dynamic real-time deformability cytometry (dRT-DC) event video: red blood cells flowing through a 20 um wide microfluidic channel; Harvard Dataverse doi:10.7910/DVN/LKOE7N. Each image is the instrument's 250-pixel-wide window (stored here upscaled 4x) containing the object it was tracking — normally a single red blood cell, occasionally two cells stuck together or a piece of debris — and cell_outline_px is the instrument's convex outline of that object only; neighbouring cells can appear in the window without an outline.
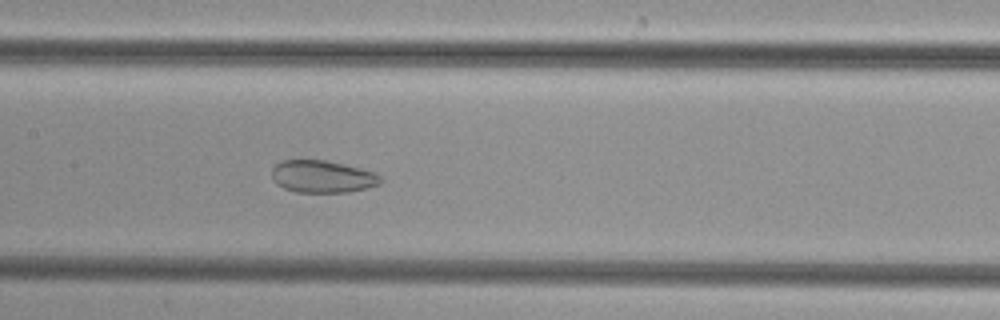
{"species": "common noctule bat (a hibernating species)", "species_latin": "Nyctalus noctula", "temperature_condition": "cold", "stored_images_in_passage": 41, "camera_frame_rate_fps": 3000, "um_per_image_px": 0.085, "animal": {"sex": "female", "body_mass_g": 29.2, "forearm_length_mm": 56.3}, "frame": {"image": 1, "passage_image": 15, "time_ms": 4.667, "image_size_px": [1000, 320], "cell_outline_px": [[384, 180], [380, 184], [348, 192], [296, 192], [284, 188], [276, 184], [272, 180], [272, 168], [276, 164], [284, 160], [324, 160], [344, 164], [376, 172]], "centroid_in_image_um": [27.41, 15.01], "position_along_channel_um": 180.0, "area_um2": 20.52}}
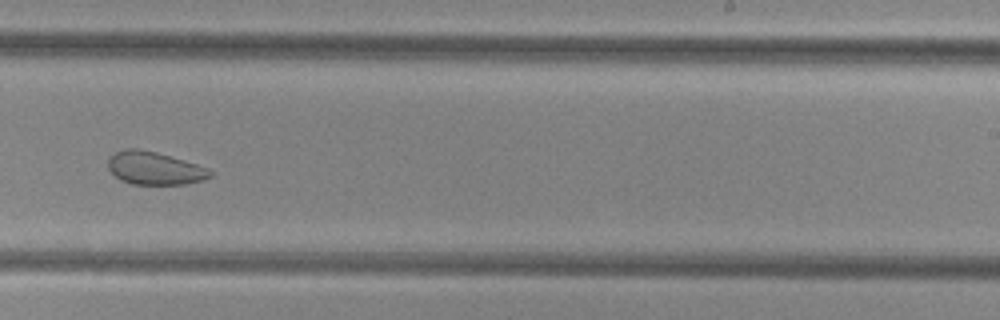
{"frame": {"image": 2, "passage_image": 22, "time_ms": 7.0, "image_size_px": [1000, 320], "cell_outline_px": [[212, 176], [204, 180], [184, 184], [132, 184], [120, 180], [108, 168], [108, 160], [116, 152], [124, 148], [136, 148], [156, 152], [196, 164], [208, 168], [212, 172]], "centroid_in_image_um": [13.14, 14.3], "position_along_channel_um": 275.9, "area_um2": 19.42}}
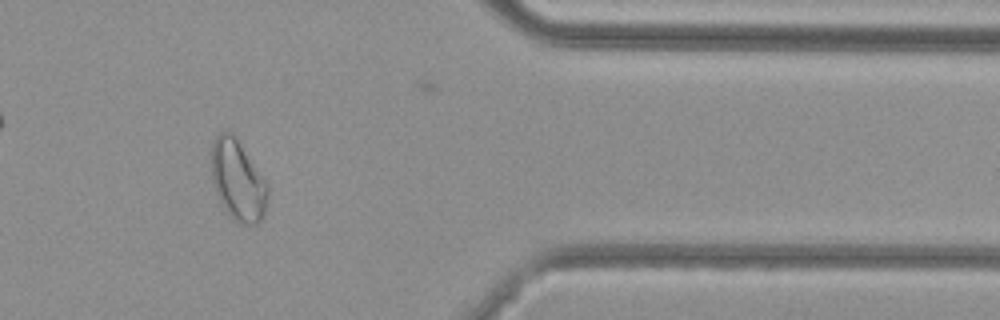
{"frame": {"image": 3, "passage_image": 32, "time_ms": 10.333, "image_size_px": [1000, 320], "cell_outline_px": [[268, 200], [264, 216], [256, 224], [240, 224], [232, 220], [216, 196], [212, 180], [212, 140], [220, 132], [228, 132], [236, 140], [268, 184]], "centroid_in_image_um": [20.21, 15.42], "position_along_channel_um": 391.2, "area_um2": 26.13}}